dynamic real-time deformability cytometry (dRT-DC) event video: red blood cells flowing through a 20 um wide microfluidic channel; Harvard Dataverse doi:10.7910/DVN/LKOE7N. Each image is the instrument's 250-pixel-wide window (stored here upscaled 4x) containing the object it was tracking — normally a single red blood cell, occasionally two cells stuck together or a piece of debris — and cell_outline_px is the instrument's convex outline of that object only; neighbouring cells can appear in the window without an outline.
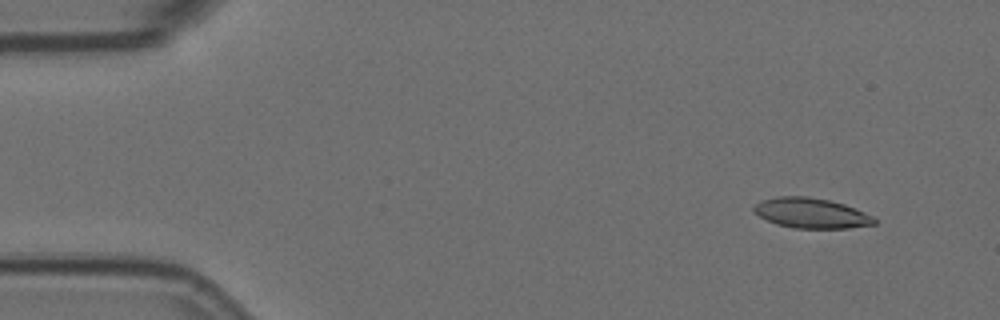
{"species": "Egyptian fruit bat (a non-hibernating species)", "species_latin": "Rousettus aegyptiacus", "temperature_condition": "room temperature", "stored_images_in_passage": 56, "camera_frame_rate_fps": 3000, "um_per_image_px": 0.085, "animal": {"sex": "female"}, "frame": {"image": 1, "passage_image": 5, "time_ms": 1.333, "image_size_px": [1000, 320], "cell_outline_px": [[876, 224], [848, 228], [796, 228], [776, 224], [760, 216], [752, 208], [760, 200], [776, 196], [808, 196], [828, 200], [844, 204], [876, 216]], "centroid_in_image_um": [68.99, 18.11], "position_along_channel_um": 16.0, "area_um2": 21.21}}
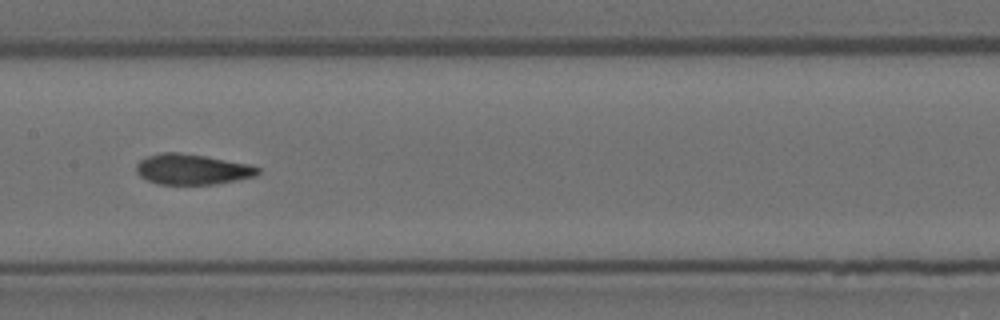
{"frame": {"image": 2, "passage_image": 28, "time_ms": 9.0, "image_size_px": [1000, 320], "cell_outline_px": [[260, 172], [256, 176], [236, 180], [212, 184], [156, 184], [140, 176], [136, 172], [136, 164], [140, 160], [148, 156], [164, 152], [180, 152], [204, 156], [248, 164], [260, 168]], "centroid_in_image_um": [16.31, 14.39], "position_along_channel_um": 191.1, "area_um2": 21.44}}
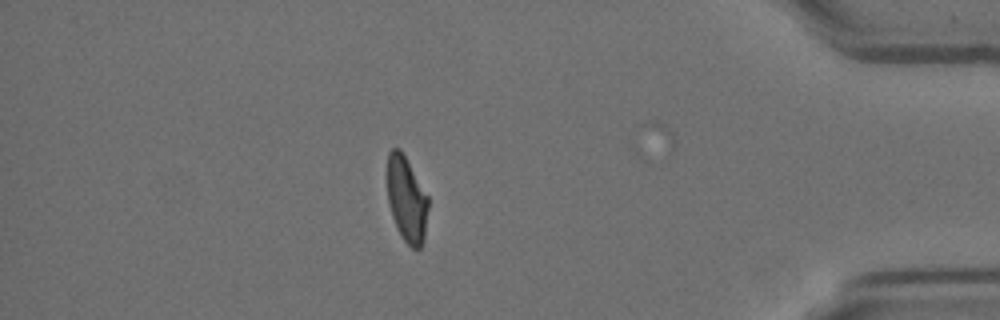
{"frame": {"image": 3, "passage_image": 49, "time_ms": 16.0, "image_size_px": [1000, 320], "cell_outline_px": [[428, 208], [424, 240], [420, 248], [412, 248], [400, 236], [396, 228], [392, 216], [388, 200], [388, 152], [392, 148], [400, 148], [428, 196]], "centroid_in_image_um": [34.57, 16.96], "position_along_channel_um": 400.6, "area_um2": 20.29}, "authors_computed_cell_mechanics": {"area_um2": 21.5883, "velocity_mm_per_s": 3.5943, "shape_relaxation_time_tau1_ms": 8.1189, "shape_relaxation_time_tau2_ms": 2.3395, "deformation_change_tau1": 0.2012, "deformation_change_tau2": 0.0812}}